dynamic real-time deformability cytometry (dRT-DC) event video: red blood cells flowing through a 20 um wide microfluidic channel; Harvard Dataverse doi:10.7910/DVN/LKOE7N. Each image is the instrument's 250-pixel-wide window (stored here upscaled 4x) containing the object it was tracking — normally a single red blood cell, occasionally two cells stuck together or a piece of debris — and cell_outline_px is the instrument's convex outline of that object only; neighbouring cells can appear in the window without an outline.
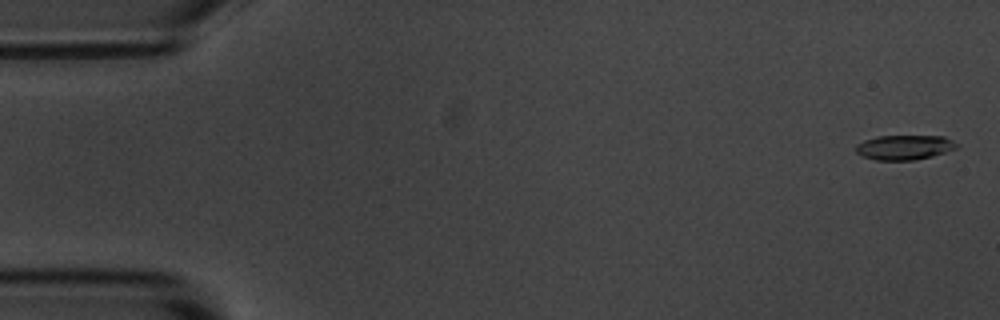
{"species": "common noctule bat (a hibernating species)", "species_latin": "Nyctalus noctula", "temperature_condition": "room temperature", "stored_images_in_passage": 56, "camera_frame_rate_fps": 3000, "um_per_image_px": 0.085, "animal": {"sex": "male", "body_mass_g": 20.1, "forearm_length_mm": 53.5}, "frame": {"image": 1, "passage_image": 2, "time_ms": 0.333, "image_size_px": [1000, 320], "cell_outline_px": [[956, 148], [932, 156], [916, 160], [876, 160], [864, 156], [856, 152], [856, 144], [864, 140], [876, 136], [944, 136], [952, 140], [956, 144]], "centroid_in_image_um": [76.84, 12.52], "position_along_channel_um": 8.2, "area_um2": 14.39}}
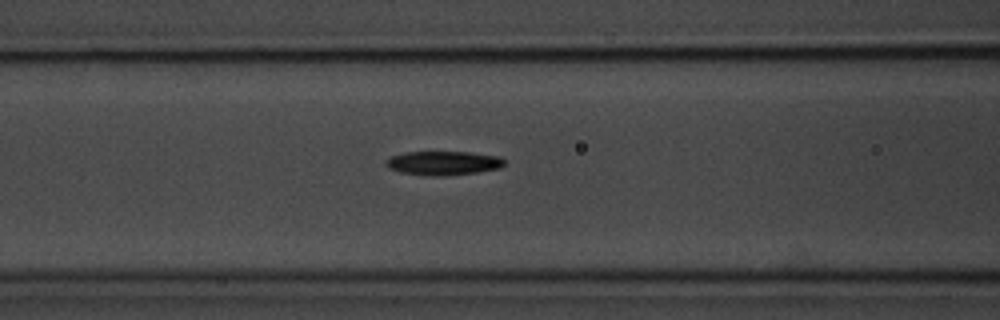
{"frame": {"image": 2, "passage_image": 23, "time_ms": 7.333, "image_size_px": [1000, 320], "cell_outline_px": [[504, 164], [500, 168], [476, 172], [444, 176], [428, 176], [400, 172], [388, 168], [384, 164], [384, 160], [392, 156], [404, 152], [472, 152], [500, 156], [504, 160]], "centroid_in_image_um": [37.65, 13.86], "position_along_channel_um": 129.0, "area_um2": 16.7}}
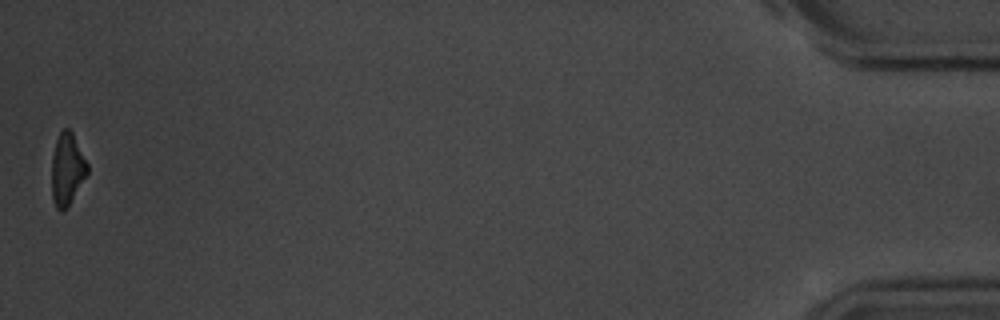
{"frame": {"image": 3, "passage_image": 56, "time_ms": 18.333, "image_size_px": [1000, 320], "cell_outline_px": [[88, 172], [68, 204], [60, 212], [56, 208], [52, 200], [52, 156], [56, 140], [60, 132], [64, 128], [68, 128], [72, 132], [88, 164]], "centroid_in_image_um": [5.69, 14.35], "position_along_channel_um": 429.5, "area_um2": 14.62}, "authors_computed_cell_mechanics": {"area_um2": 15.7794, "velocity_mm_per_s": 3.6002, "shape_relaxation_time_tau1_ms": 2.6637, "shape_relaxation_time_tau2_ms": null, "deformation_change_tau1": 0.1474, "deformation_change_tau2": null}}